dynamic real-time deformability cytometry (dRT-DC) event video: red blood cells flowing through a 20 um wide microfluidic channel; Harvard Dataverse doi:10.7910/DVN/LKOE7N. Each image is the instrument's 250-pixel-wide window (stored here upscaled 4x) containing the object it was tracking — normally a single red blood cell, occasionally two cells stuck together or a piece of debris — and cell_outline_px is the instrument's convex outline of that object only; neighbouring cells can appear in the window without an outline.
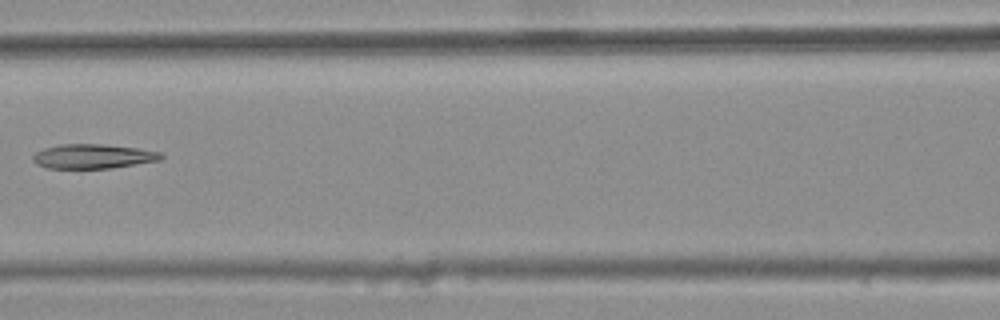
{"species": "common noctule bat (a hibernating species)", "species_latin": "Nyctalus noctula", "temperature_condition": "warm", "stored_images_in_passage": 3, "camera_frame_rate_fps": 3000, "um_per_image_px": 0.085, "animal": {"sex": "female", "body_mass_g": 25.1}, "frame": {"image": 1, "passage_image": 3, "time_ms": 0.667, "image_size_px": [1000, 320], "cell_outline_px": [[164, 156], [160, 160], [112, 168], [48, 168], [36, 164], [32, 160], [32, 156], [36, 152], [44, 148], [60, 144], [100, 144], [140, 148], [160, 152]], "centroid_in_image_um": [7.9, 13.28], "position_along_channel_um": 158.7, "area_um2": 18.26}}